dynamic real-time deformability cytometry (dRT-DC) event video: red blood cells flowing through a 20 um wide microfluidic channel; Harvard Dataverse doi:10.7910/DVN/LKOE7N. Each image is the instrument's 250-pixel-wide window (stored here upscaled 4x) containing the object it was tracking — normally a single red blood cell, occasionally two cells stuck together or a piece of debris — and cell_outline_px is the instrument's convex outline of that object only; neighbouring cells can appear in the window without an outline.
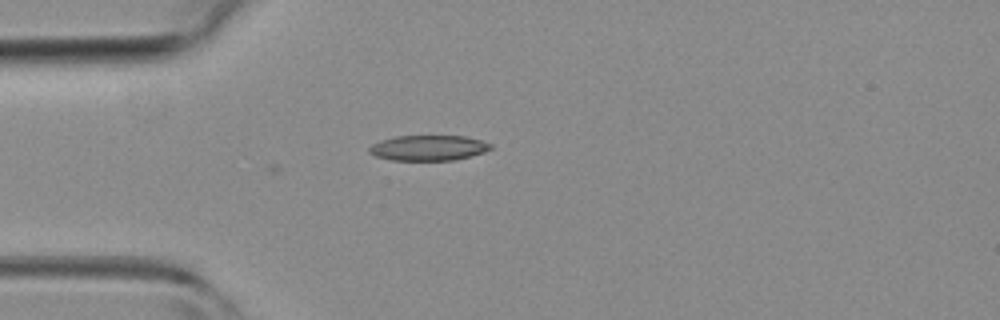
{"species": "common noctule bat (a hibernating species)", "species_latin": "Nyctalus noctula", "temperature_condition": "room temperature", "stored_images_in_passage": 5, "camera_frame_rate_fps": 3000, "um_per_image_px": 0.085, "animal": {"sex": "female", "body_mass_g": 19.3, "forearm_length_mm": 54.1}, "frame": {"image": 1, "passage_image": 5, "time_ms": 4.667, "image_size_px": [1000, 320], "cell_outline_px": [[492, 148], [484, 152], [452, 160], [392, 160], [376, 156], [368, 152], [368, 148], [372, 144], [380, 140], [396, 136], [464, 136], [480, 140], [492, 144]], "centroid_in_image_um": [36.38, 12.56], "position_along_channel_um": 48.6, "area_um2": 17.8}}